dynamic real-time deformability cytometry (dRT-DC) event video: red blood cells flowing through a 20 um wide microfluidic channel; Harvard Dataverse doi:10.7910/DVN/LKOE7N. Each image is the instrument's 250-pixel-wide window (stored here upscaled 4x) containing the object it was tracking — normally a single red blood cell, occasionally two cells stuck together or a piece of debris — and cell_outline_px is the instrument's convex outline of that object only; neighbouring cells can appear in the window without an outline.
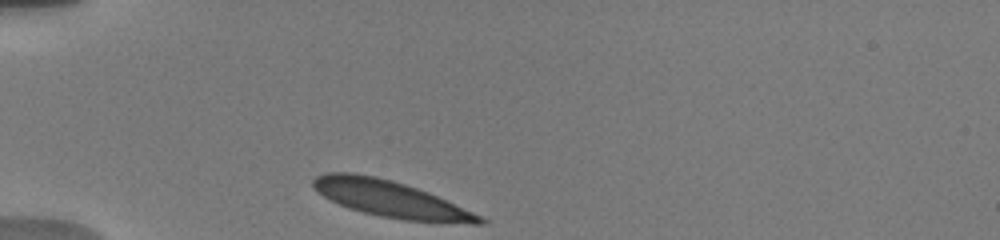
{"species": "human", "species_latin": "Homo sapiens", "temperature_condition": "warm", "stored_images_in_passage": 10, "camera_frame_rate_fps": 3000, "um_per_image_px": 0.085, "donor": {"sex": "male"}, "frame": {"image": 1, "passage_image": 1, "time_ms": 0.0, "image_size_px": [1000, 240], "cell_outline_px": [[488, 224], [472, 224], [404, 220], [380, 216], [348, 208], [324, 196], [312, 188], [312, 180], [316, 176], [324, 172], [352, 172], [392, 180], [428, 192], [472, 212], [488, 220]], "centroid_in_image_um": [33.17, 16.91], "position_along_channel_um": 51.8, "area_um2": 35.03}}
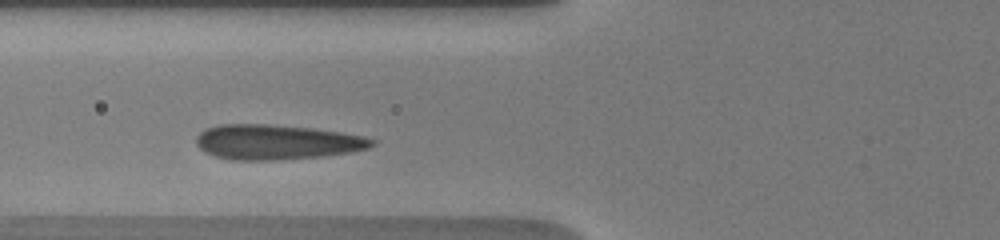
{"frame": {"image": 2, "passage_image": 6, "time_ms": 2.0, "image_size_px": [1000, 240], "cell_outline_px": [[376, 144], [368, 148], [348, 152], [320, 156], [284, 160], [232, 160], [216, 156], [204, 152], [196, 144], [196, 136], [200, 132], [208, 128], [220, 124], [268, 124], [312, 128], [340, 132], [364, 136], [376, 140]], "centroid_in_image_um": [23.5, 12.08], "position_along_channel_um": 102.3, "area_um2": 35.78}}
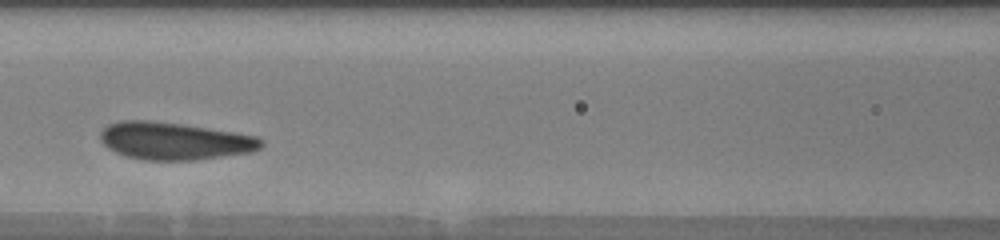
{"frame": {"image": 3, "passage_image": 9, "time_ms": 3.333, "image_size_px": [1000, 240], "cell_outline_px": [[264, 144], [260, 148], [252, 152], [196, 160], [144, 160], [128, 156], [116, 152], [108, 148], [100, 140], [100, 132], [108, 124], [120, 120], [148, 120], [180, 124], [260, 136], [264, 140]], "centroid_in_image_um": [14.85, 11.98], "position_along_channel_um": 151.7, "area_um2": 35.14}}